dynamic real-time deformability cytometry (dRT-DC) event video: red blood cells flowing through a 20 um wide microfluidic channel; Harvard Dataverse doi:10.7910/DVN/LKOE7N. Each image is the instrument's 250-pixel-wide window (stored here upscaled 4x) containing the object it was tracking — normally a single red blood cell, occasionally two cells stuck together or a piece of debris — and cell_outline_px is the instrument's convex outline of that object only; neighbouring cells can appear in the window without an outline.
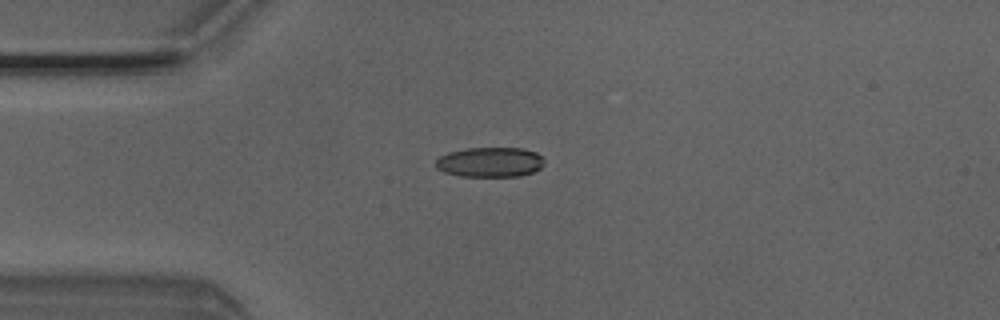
{"species": "Egyptian fruit bat (a non-hibernating species)", "species_latin": "Rousettus aegyptiacus", "temperature_condition": "room temperature", "stored_images_in_passage": 7, "camera_frame_rate_fps": 3000, "um_per_image_px": 0.085, "animal": {"sex": "male"}, "frame": {"image": 1, "passage_image": 3, "time_ms": 0.667, "image_size_px": [1000, 320], "cell_outline_px": [[544, 164], [540, 168], [532, 172], [520, 176], [460, 176], [444, 172], [436, 168], [436, 160], [440, 156], [448, 152], [464, 148], [524, 148], [536, 152], [544, 160]], "centroid_in_image_um": [41.64, 13.77], "position_along_channel_um": 43.4, "area_um2": 18.96}}